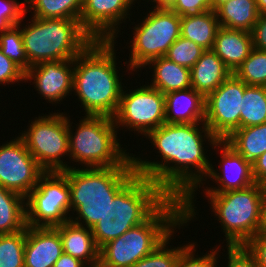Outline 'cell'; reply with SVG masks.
<instances>
[{
  "mask_svg": "<svg viewBox=\"0 0 266 267\" xmlns=\"http://www.w3.org/2000/svg\"><path fill=\"white\" fill-rule=\"evenodd\" d=\"M145 138L150 141L153 149L156 148L161 161L157 158L156 161H149L146 157L143 159L144 155L141 158L132 153L137 174L153 180L169 197L183 200L184 221L189 224L191 220L197 219L199 213L195 206V192L206 179L211 167V160L206 155L208 148L211 145L213 150L219 140L204 122L164 123L150 131Z\"/></svg>",
  "mask_w": 266,
  "mask_h": 267,
  "instance_id": "cell-1",
  "label": "cell"
},
{
  "mask_svg": "<svg viewBox=\"0 0 266 267\" xmlns=\"http://www.w3.org/2000/svg\"><path fill=\"white\" fill-rule=\"evenodd\" d=\"M115 46L113 40H93L74 59L72 94L85 115L113 118L117 112L125 84L118 74Z\"/></svg>",
  "mask_w": 266,
  "mask_h": 267,
  "instance_id": "cell-2",
  "label": "cell"
},
{
  "mask_svg": "<svg viewBox=\"0 0 266 267\" xmlns=\"http://www.w3.org/2000/svg\"><path fill=\"white\" fill-rule=\"evenodd\" d=\"M188 225L184 221V201L169 197L145 222L103 245L98 267H132L174 230Z\"/></svg>",
  "mask_w": 266,
  "mask_h": 267,
  "instance_id": "cell-3",
  "label": "cell"
},
{
  "mask_svg": "<svg viewBox=\"0 0 266 267\" xmlns=\"http://www.w3.org/2000/svg\"><path fill=\"white\" fill-rule=\"evenodd\" d=\"M62 172L70 188L72 215L69 220L90 229L105 215L115 195L137 174L134 165L78 166Z\"/></svg>",
  "mask_w": 266,
  "mask_h": 267,
  "instance_id": "cell-4",
  "label": "cell"
},
{
  "mask_svg": "<svg viewBox=\"0 0 266 267\" xmlns=\"http://www.w3.org/2000/svg\"><path fill=\"white\" fill-rule=\"evenodd\" d=\"M168 198L153 180L136 174L110 201L105 215L91 228L98 248L145 222Z\"/></svg>",
  "mask_w": 266,
  "mask_h": 267,
  "instance_id": "cell-5",
  "label": "cell"
},
{
  "mask_svg": "<svg viewBox=\"0 0 266 267\" xmlns=\"http://www.w3.org/2000/svg\"><path fill=\"white\" fill-rule=\"evenodd\" d=\"M70 120L68 115L69 164L74 161L82 168L134 165L132 154L121 147L113 118L85 115L74 123L76 129Z\"/></svg>",
  "mask_w": 266,
  "mask_h": 267,
  "instance_id": "cell-6",
  "label": "cell"
},
{
  "mask_svg": "<svg viewBox=\"0 0 266 267\" xmlns=\"http://www.w3.org/2000/svg\"><path fill=\"white\" fill-rule=\"evenodd\" d=\"M24 18L25 15L20 22L21 35L30 67L41 62L75 59L94 40L77 19L31 17L22 26Z\"/></svg>",
  "mask_w": 266,
  "mask_h": 267,
  "instance_id": "cell-7",
  "label": "cell"
},
{
  "mask_svg": "<svg viewBox=\"0 0 266 267\" xmlns=\"http://www.w3.org/2000/svg\"><path fill=\"white\" fill-rule=\"evenodd\" d=\"M265 186L250 187L222 193H204L209 207L221 224L226 246L245 245L260 230Z\"/></svg>",
  "mask_w": 266,
  "mask_h": 267,
  "instance_id": "cell-8",
  "label": "cell"
},
{
  "mask_svg": "<svg viewBox=\"0 0 266 267\" xmlns=\"http://www.w3.org/2000/svg\"><path fill=\"white\" fill-rule=\"evenodd\" d=\"M152 5L149 13L132 28L133 37L127 43L131 51L124 65L127 64L129 73L133 75V71H142L151 60L165 56L169 47L181 36V16L166 5Z\"/></svg>",
  "mask_w": 266,
  "mask_h": 267,
  "instance_id": "cell-9",
  "label": "cell"
},
{
  "mask_svg": "<svg viewBox=\"0 0 266 267\" xmlns=\"http://www.w3.org/2000/svg\"><path fill=\"white\" fill-rule=\"evenodd\" d=\"M58 111L38 115L18 135L45 172L76 167L63 159L69 157L68 114Z\"/></svg>",
  "mask_w": 266,
  "mask_h": 267,
  "instance_id": "cell-10",
  "label": "cell"
},
{
  "mask_svg": "<svg viewBox=\"0 0 266 267\" xmlns=\"http://www.w3.org/2000/svg\"><path fill=\"white\" fill-rule=\"evenodd\" d=\"M70 197L67 176L62 171L44 172L26 197V225L56 227L67 222Z\"/></svg>",
  "mask_w": 266,
  "mask_h": 267,
  "instance_id": "cell-11",
  "label": "cell"
},
{
  "mask_svg": "<svg viewBox=\"0 0 266 267\" xmlns=\"http://www.w3.org/2000/svg\"><path fill=\"white\" fill-rule=\"evenodd\" d=\"M148 84L129 90L123 88L119 106L113 117L119 131L121 127L145 137L165 122V95ZM120 127V128H119Z\"/></svg>",
  "mask_w": 266,
  "mask_h": 267,
  "instance_id": "cell-12",
  "label": "cell"
},
{
  "mask_svg": "<svg viewBox=\"0 0 266 267\" xmlns=\"http://www.w3.org/2000/svg\"><path fill=\"white\" fill-rule=\"evenodd\" d=\"M233 73L205 98V120L218 140L227 139L240 128V107L245 87Z\"/></svg>",
  "mask_w": 266,
  "mask_h": 267,
  "instance_id": "cell-13",
  "label": "cell"
},
{
  "mask_svg": "<svg viewBox=\"0 0 266 267\" xmlns=\"http://www.w3.org/2000/svg\"><path fill=\"white\" fill-rule=\"evenodd\" d=\"M44 172L19 136L0 145L1 187L26 198Z\"/></svg>",
  "mask_w": 266,
  "mask_h": 267,
  "instance_id": "cell-14",
  "label": "cell"
},
{
  "mask_svg": "<svg viewBox=\"0 0 266 267\" xmlns=\"http://www.w3.org/2000/svg\"><path fill=\"white\" fill-rule=\"evenodd\" d=\"M132 7H135L133 0H83L80 24L94 40L117 43L120 24H126V18L131 21Z\"/></svg>",
  "mask_w": 266,
  "mask_h": 267,
  "instance_id": "cell-15",
  "label": "cell"
},
{
  "mask_svg": "<svg viewBox=\"0 0 266 267\" xmlns=\"http://www.w3.org/2000/svg\"><path fill=\"white\" fill-rule=\"evenodd\" d=\"M213 148L216 154L220 149L219 170L214 169L216 165L211 164L209 173L204 180L206 182H203L201 185L204 188L203 185L207 183L208 178L215 182L217 187L216 185H213L215 187L207 186L204 190L202 189L203 192L205 191L204 193H222L240 190L250 187L255 183L252 175V164L244 159L225 140H219Z\"/></svg>",
  "mask_w": 266,
  "mask_h": 267,
  "instance_id": "cell-16",
  "label": "cell"
},
{
  "mask_svg": "<svg viewBox=\"0 0 266 267\" xmlns=\"http://www.w3.org/2000/svg\"><path fill=\"white\" fill-rule=\"evenodd\" d=\"M74 59L41 62L25 72V83L33 81L40 99L52 105L60 104L73 92ZM68 96V97H67ZM60 102V103H59Z\"/></svg>",
  "mask_w": 266,
  "mask_h": 267,
  "instance_id": "cell-17",
  "label": "cell"
},
{
  "mask_svg": "<svg viewBox=\"0 0 266 267\" xmlns=\"http://www.w3.org/2000/svg\"><path fill=\"white\" fill-rule=\"evenodd\" d=\"M62 254V241L55 227L27 226L24 267H53Z\"/></svg>",
  "mask_w": 266,
  "mask_h": 267,
  "instance_id": "cell-18",
  "label": "cell"
},
{
  "mask_svg": "<svg viewBox=\"0 0 266 267\" xmlns=\"http://www.w3.org/2000/svg\"><path fill=\"white\" fill-rule=\"evenodd\" d=\"M205 120V98L195 89L165 94V122L169 124L201 123Z\"/></svg>",
  "mask_w": 266,
  "mask_h": 267,
  "instance_id": "cell-19",
  "label": "cell"
},
{
  "mask_svg": "<svg viewBox=\"0 0 266 267\" xmlns=\"http://www.w3.org/2000/svg\"><path fill=\"white\" fill-rule=\"evenodd\" d=\"M55 228L60 234L63 253L80 259L88 267H98L100 249L90 228L70 220Z\"/></svg>",
  "mask_w": 266,
  "mask_h": 267,
  "instance_id": "cell-20",
  "label": "cell"
},
{
  "mask_svg": "<svg viewBox=\"0 0 266 267\" xmlns=\"http://www.w3.org/2000/svg\"><path fill=\"white\" fill-rule=\"evenodd\" d=\"M253 49L251 32L219 27L213 51L234 73Z\"/></svg>",
  "mask_w": 266,
  "mask_h": 267,
  "instance_id": "cell-21",
  "label": "cell"
},
{
  "mask_svg": "<svg viewBox=\"0 0 266 267\" xmlns=\"http://www.w3.org/2000/svg\"><path fill=\"white\" fill-rule=\"evenodd\" d=\"M232 72L211 50H205L190 69L191 86L204 98L220 86Z\"/></svg>",
  "mask_w": 266,
  "mask_h": 267,
  "instance_id": "cell-22",
  "label": "cell"
},
{
  "mask_svg": "<svg viewBox=\"0 0 266 267\" xmlns=\"http://www.w3.org/2000/svg\"><path fill=\"white\" fill-rule=\"evenodd\" d=\"M145 67L153 71L149 85L164 95L192 87L190 69L176 64L165 56L151 60Z\"/></svg>",
  "mask_w": 266,
  "mask_h": 267,
  "instance_id": "cell-23",
  "label": "cell"
},
{
  "mask_svg": "<svg viewBox=\"0 0 266 267\" xmlns=\"http://www.w3.org/2000/svg\"><path fill=\"white\" fill-rule=\"evenodd\" d=\"M220 25L216 11L181 16V36L195 42L205 50L213 49Z\"/></svg>",
  "mask_w": 266,
  "mask_h": 267,
  "instance_id": "cell-24",
  "label": "cell"
},
{
  "mask_svg": "<svg viewBox=\"0 0 266 267\" xmlns=\"http://www.w3.org/2000/svg\"><path fill=\"white\" fill-rule=\"evenodd\" d=\"M215 11L221 27L248 32L252 31L259 17L255 0H230Z\"/></svg>",
  "mask_w": 266,
  "mask_h": 267,
  "instance_id": "cell-25",
  "label": "cell"
},
{
  "mask_svg": "<svg viewBox=\"0 0 266 267\" xmlns=\"http://www.w3.org/2000/svg\"><path fill=\"white\" fill-rule=\"evenodd\" d=\"M26 227V198L0 186V235L14 234Z\"/></svg>",
  "mask_w": 266,
  "mask_h": 267,
  "instance_id": "cell-26",
  "label": "cell"
},
{
  "mask_svg": "<svg viewBox=\"0 0 266 267\" xmlns=\"http://www.w3.org/2000/svg\"><path fill=\"white\" fill-rule=\"evenodd\" d=\"M225 141L253 164L266 152V123L235 130Z\"/></svg>",
  "mask_w": 266,
  "mask_h": 267,
  "instance_id": "cell-27",
  "label": "cell"
},
{
  "mask_svg": "<svg viewBox=\"0 0 266 267\" xmlns=\"http://www.w3.org/2000/svg\"><path fill=\"white\" fill-rule=\"evenodd\" d=\"M26 13L41 19H77L80 20L83 0H25Z\"/></svg>",
  "mask_w": 266,
  "mask_h": 267,
  "instance_id": "cell-28",
  "label": "cell"
},
{
  "mask_svg": "<svg viewBox=\"0 0 266 267\" xmlns=\"http://www.w3.org/2000/svg\"><path fill=\"white\" fill-rule=\"evenodd\" d=\"M240 109V128L266 123V86L247 85Z\"/></svg>",
  "mask_w": 266,
  "mask_h": 267,
  "instance_id": "cell-29",
  "label": "cell"
},
{
  "mask_svg": "<svg viewBox=\"0 0 266 267\" xmlns=\"http://www.w3.org/2000/svg\"><path fill=\"white\" fill-rule=\"evenodd\" d=\"M26 232L0 235V267H24Z\"/></svg>",
  "mask_w": 266,
  "mask_h": 267,
  "instance_id": "cell-30",
  "label": "cell"
},
{
  "mask_svg": "<svg viewBox=\"0 0 266 267\" xmlns=\"http://www.w3.org/2000/svg\"><path fill=\"white\" fill-rule=\"evenodd\" d=\"M233 74L247 85L266 86V51L253 48Z\"/></svg>",
  "mask_w": 266,
  "mask_h": 267,
  "instance_id": "cell-31",
  "label": "cell"
},
{
  "mask_svg": "<svg viewBox=\"0 0 266 267\" xmlns=\"http://www.w3.org/2000/svg\"><path fill=\"white\" fill-rule=\"evenodd\" d=\"M173 231L162 243L159 244L149 255L143 257L132 267H176L181 251L188 245L180 246L170 245L171 239H174ZM170 241V242H169ZM170 248V249H169Z\"/></svg>",
  "mask_w": 266,
  "mask_h": 267,
  "instance_id": "cell-32",
  "label": "cell"
},
{
  "mask_svg": "<svg viewBox=\"0 0 266 267\" xmlns=\"http://www.w3.org/2000/svg\"><path fill=\"white\" fill-rule=\"evenodd\" d=\"M0 50L24 72L30 68L23 45L20 23L7 31L0 32Z\"/></svg>",
  "mask_w": 266,
  "mask_h": 267,
  "instance_id": "cell-33",
  "label": "cell"
},
{
  "mask_svg": "<svg viewBox=\"0 0 266 267\" xmlns=\"http://www.w3.org/2000/svg\"><path fill=\"white\" fill-rule=\"evenodd\" d=\"M204 51L205 49L195 42L180 36L169 47L165 57L178 65L191 69Z\"/></svg>",
  "mask_w": 266,
  "mask_h": 267,
  "instance_id": "cell-34",
  "label": "cell"
},
{
  "mask_svg": "<svg viewBox=\"0 0 266 267\" xmlns=\"http://www.w3.org/2000/svg\"><path fill=\"white\" fill-rule=\"evenodd\" d=\"M196 244L197 242H189L188 245L181 251L176 267H218L217 265L220 262L218 259L220 258V247L216 246L215 249L210 248L208 253L206 252L204 255L202 253L201 256L195 255L197 251Z\"/></svg>",
  "mask_w": 266,
  "mask_h": 267,
  "instance_id": "cell-35",
  "label": "cell"
},
{
  "mask_svg": "<svg viewBox=\"0 0 266 267\" xmlns=\"http://www.w3.org/2000/svg\"><path fill=\"white\" fill-rule=\"evenodd\" d=\"M26 14L25 0H0V32L18 25Z\"/></svg>",
  "mask_w": 266,
  "mask_h": 267,
  "instance_id": "cell-36",
  "label": "cell"
},
{
  "mask_svg": "<svg viewBox=\"0 0 266 267\" xmlns=\"http://www.w3.org/2000/svg\"><path fill=\"white\" fill-rule=\"evenodd\" d=\"M165 5L179 16L212 10L211 0H169Z\"/></svg>",
  "mask_w": 266,
  "mask_h": 267,
  "instance_id": "cell-37",
  "label": "cell"
},
{
  "mask_svg": "<svg viewBox=\"0 0 266 267\" xmlns=\"http://www.w3.org/2000/svg\"><path fill=\"white\" fill-rule=\"evenodd\" d=\"M19 81L25 82V72L0 50V86L18 84Z\"/></svg>",
  "mask_w": 266,
  "mask_h": 267,
  "instance_id": "cell-38",
  "label": "cell"
},
{
  "mask_svg": "<svg viewBox=\"0 0 266 267\" xmlns=\"http://www.w3.org/2000/svg\"><path fill=\"white\" fill-rule=\"evenodd\" d=\"M227 263L226 267H258L254 256L244 245L226 246Z\"/></svg>",
  "mask_w": 266,
  "mask_h": 267,
  "instance_id": "cell-39",
  "label": "cell"
},
{
  "mask_svg": "<svg viewBox=\"0 0 266 267\" xmlns=\"http://www.w3.org/2000/svg\"><path fill=\"white\" fill-rule=\"evenodd\" d=\"M254 256L258 267H266V231H259L245 245Z\"/></svg>",
  "mask_w": 266,
  "mask_h": 267,
  "instance_id": "cell-40",
  "label": "cell"
},
{
  "mask_svg": "<svg viewBox=\"0 0 266 267\" xmlns=\"http://www.w3.org/2000/svg\"><path fill=\"white\" fill-rule=\"evenodd\" d=\"M253 48L266 51V12L259 15L251 31Z\"/></svg>",
  "mask_w": 266,
  "mask_h": 267,
  "instance_id": "cell-41",
  "label": "cell"
},
{
  "mask_svg": "<svg viewBox=\"0 0 266 267\" xmlns=\"http://www.w3.org/2000/svg\"><path fill=\"white\" fill-rule=\"evenodd\" d=\"M252 175L255 183L266 186V152L252 164Z\"/></svg>",
  "mask_w": 266,
  "mask_h": 267,
  "instance_id": "cell-42",
  "label": "cell"
},
{
  "mask_svg": "<svg viewBox=\"0 0 266 267\" xmlns=\"http://www.w3.org/2000/svg\"><path fill=\"white\" fill-rule=\"evenodd\" d=\"M53 267H88L80 259L63 253L61 257L54 263Z\"/></svg>",
  "mask_w": 266,
  "mask_h": 267,
  "instance_id": "cell-43",
  "label": "cell"
},
{
  "mask_svg": "<svg viewBox=\"0 0 266 267\" xmlns=\"http://www.w3.org/2000/svg\"><path fill=\"white\" fill-rule=\"evenodd\" d=\"M261 231H266V186L263 194Z\"/></svg>",
  "mask_w": 266,
  "mask_h": 267,
  "instance_id": "cell-44",
  "label": "cell"
},
{
  "mask_svg": "<svg viewBox=\"0 0 266 267\" xmlns=\"http://www.w3.org/2000/svg\"><path fill=\"white\" fill-rule=\"evenodd\" d=\"M259 15L266 12V0H255Z\"/></svg>",
  "mask_w": 266,
  "mask_h": 267,
  "instance_id": "cell-45",
  "label": "cell"
},
{
  "mask_svg": "<svg viewBox=\"0 0 266 267\" xmlns=\"http://www.w3.org/2000/svg\"><path fill=\"white\" fill-rule=\"evenodd\" d=\"M227 1L230 0H211L212 10L215 11L220 5Z\"/></svg>",
  "mask_w": 266,
  "mask_h": 267,
  "instance_id": "cell-46",
  "label": "cell"
},
{
  "mask_svg": "<svg viewBox=\"0 0 266 267\" xmlns=\"http://www.w3.org/2000/svg\"><path fill=\"white\" fill-rule=\"evenodd\" d=\"M134 2H137L138 0H133ZM146 2V0H143ZM150 1V3L152 4H159L160 5V0H147V3ZM139 2H141V0H139L137 3L139 5Z\"/></svg>",
  "mask_w": 266,
  "mask_h": 267,
  "instance_id": "cell-47",
  "label": "cell"
},
{
  "mask_svg": "<svg viewBox=\"0 0 266 267\" xmlns=\"http://www.w3.org/2000/svg\"><path fill=\"white\" fill-rule=\"evenodd\" d=\"M169 0H160V5H165Z\"/></svg>",
  "mask_w": 266,
  "mask_h": 267,
  "instance_id": "cell-48",
  "label": "cell"
}]
</instances>
